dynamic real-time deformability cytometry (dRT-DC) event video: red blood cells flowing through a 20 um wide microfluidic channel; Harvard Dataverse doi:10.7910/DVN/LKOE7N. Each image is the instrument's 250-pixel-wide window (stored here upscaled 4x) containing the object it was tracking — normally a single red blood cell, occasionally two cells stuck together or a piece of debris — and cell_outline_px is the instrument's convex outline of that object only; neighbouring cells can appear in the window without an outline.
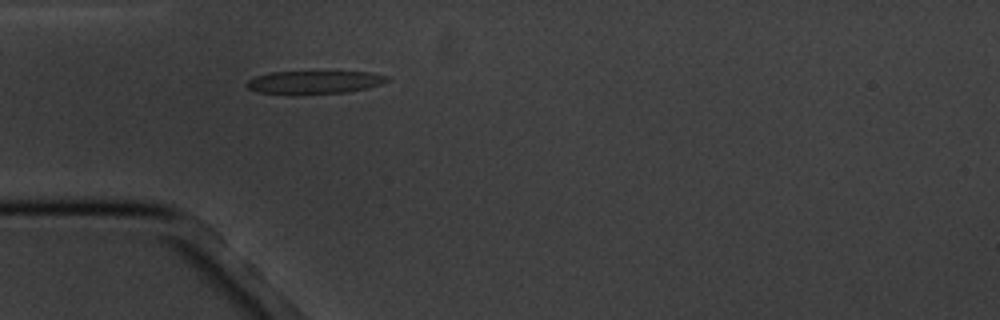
{"species": "common noctule bat (a hibernating species)", "species_latin": "Nyctalus noctula", "temperature_condition": "cold", "stored_images_in_passage": 1, "camera_frame_rate_fps": 3000, "um_per_image_px": 0.085, "animal": {"sex": "male", "body_mass_g": 20.1, "forearm_length_mm": 53.5}, "frame": {"image": 1, "passage_image": 1, "time_ms": 0.0, "image_size_px": [1000, 320], "cell_outline_px": [[392, 80], [368, 88], [348, 92], [256, 92], [248, 88], [244, 84], [248, 80], [256, 76], [268, 72], [372, 72], [388, 76]], "centroid_in_image_um": [26.78, 6.95], "position_along_channel_um": 58.2, "area_um2": 18.21}}